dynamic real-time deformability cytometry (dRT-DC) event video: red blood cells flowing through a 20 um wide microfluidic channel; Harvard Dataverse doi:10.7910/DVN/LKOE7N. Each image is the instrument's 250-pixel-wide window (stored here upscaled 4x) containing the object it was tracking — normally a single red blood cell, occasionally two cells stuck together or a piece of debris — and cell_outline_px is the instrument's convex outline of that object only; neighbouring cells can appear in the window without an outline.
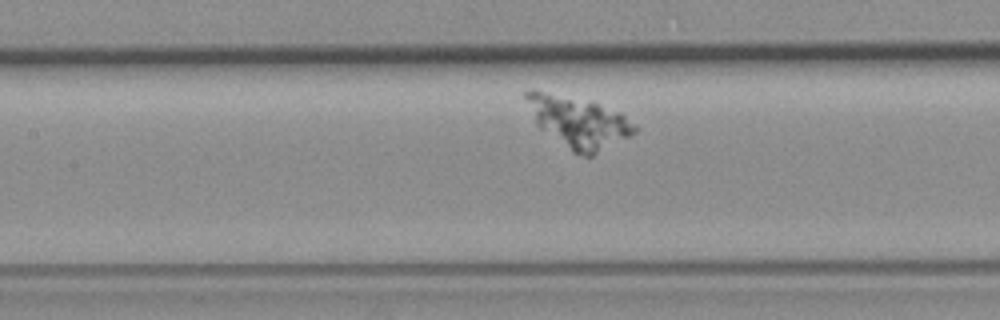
{"species": "common noctule bat (a hibernating species)", "species_latin": "Nyctalus noctula", "temperature_condition": "room temperature", "stored_images_in_passage": 44, "camera_frame_rate_fps": 3000, "um_per_image_px": 0.085, "animal": {"sex": "female", "body_mass_g": 19.3, "forearm_length_mm": 54.1}, "frame": {"image": 1, "passage_image": 12, "time_ms": 3.667, "image_size_px": [1000, 320], "cell_outline_px": [[640, 128], [636, 132], [592, 156], [584, 156], [572, 152], [540, 128], [536, 124], [524, 96], [524, 92], [532, 88], [596, 104], [620, 112]], "centroid_in_image_um": [49.16, 10.38], "position_along_channel_um": 158.2, "area_um2": 31.79}}
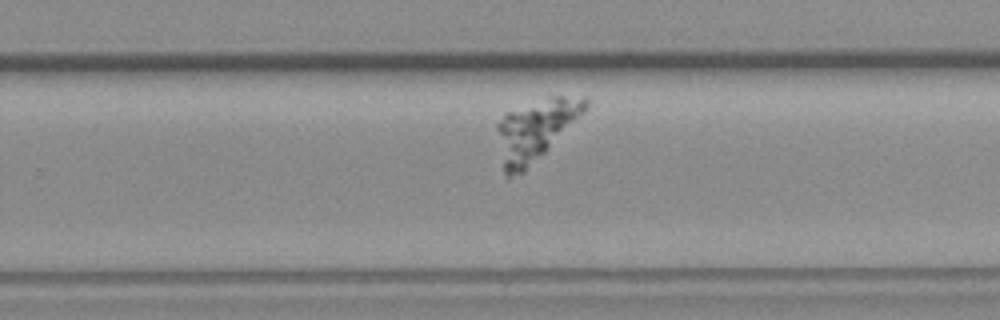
{"frame": {"image": 2, "passage_image": 23, "time_ms": 7.333, "image_size_px": [1000, 320], "cell_outline_px": [[588, 108], [524, 172], [508, 180], [504, 176], [496, 128], [496, 124], [508, 112], [548, 96], [588, 96]], "centroid_in_image_um": [45.5, 11.06], "position_along_channel_um": 284.3, "area_um2": 30.98}}
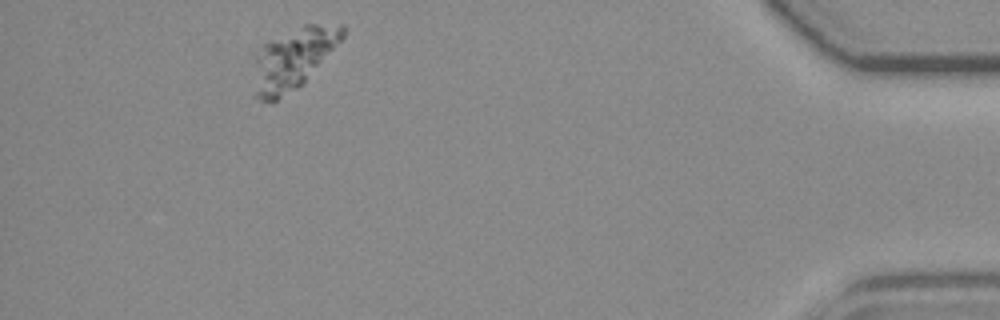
{"frame": {"image": 3, "passage_image": 39, "time_ms": 12.667, "image_size_px": [1000, 320], "cell_outline_px": [[344, 36], [304, 80], [296, 88], [276, 100], [260, 100], [252, 96], [252, 56], [268, 40], [304, 24], [344, 24]], "centroid_in_image_um": [24.79, 4.99], "position_along_channel_um": 410.4, "area_um2": 31.62}}